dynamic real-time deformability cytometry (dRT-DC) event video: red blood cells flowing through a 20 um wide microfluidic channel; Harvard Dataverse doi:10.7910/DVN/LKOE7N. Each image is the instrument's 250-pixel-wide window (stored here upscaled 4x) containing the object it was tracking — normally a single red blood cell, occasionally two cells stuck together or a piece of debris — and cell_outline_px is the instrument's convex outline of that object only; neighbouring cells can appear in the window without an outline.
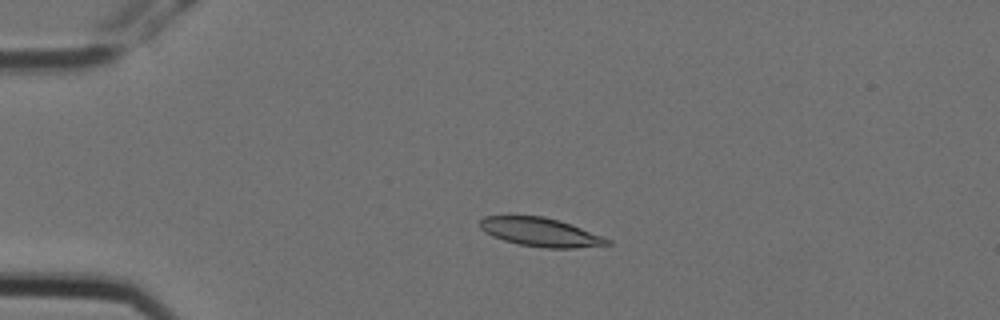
{"species": "Egyptian fruit bat (a non-hibernating species)", "species_latin": "Rousettus aegyptiacus", "temperature_condition": "cold", "stored_images_in_passage": 5, "camera_frame_rate_fps": 3000, "um_per_image_px": 0.085, "animal": {"sex": "female"}, "frame": {"image": 1, "passage_image": 4, "time_ms": 1.0, "image_size_px": [1000, 320], "cell_outline_px": [[612, 244], [576, 248], [544, 248], [520, 244], [504, 240], [492, 236], [484, 232], [480, 228], [480, 220], [484, 216], [544, 216], [560, 220], [612, 240]], "centroid_in_image_um": [45.94, 19.73], "position_along_channel_um": 39.1, "area_um2": 21.21}}